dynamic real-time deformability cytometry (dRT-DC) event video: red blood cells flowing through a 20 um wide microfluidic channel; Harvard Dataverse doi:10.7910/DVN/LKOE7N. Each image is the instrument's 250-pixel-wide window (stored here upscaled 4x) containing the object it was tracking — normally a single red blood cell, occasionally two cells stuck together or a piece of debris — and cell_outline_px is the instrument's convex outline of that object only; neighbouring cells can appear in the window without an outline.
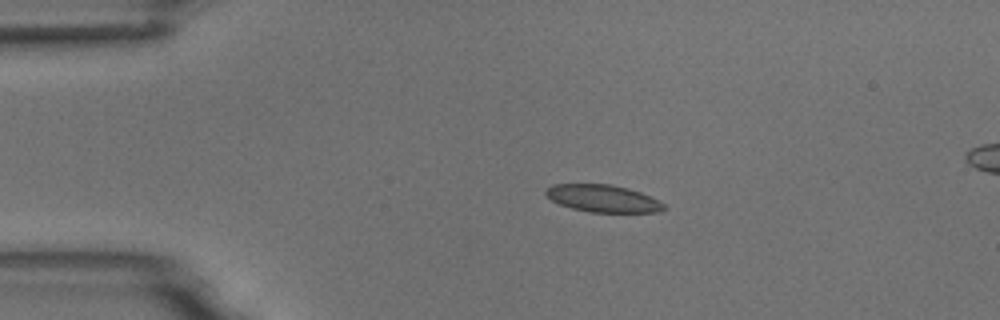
{"species": "common noctule bat (a hibernating species)", "species_latin": "Nyctalus noctula", "temperature_condition": "room temperature", "stored_images_in_passage": 6, "camera_frame_rate_fps": 3000, "um_per_image_px": 0.085, "animal": {"sex": "male", "body_mass_g": 18.8}, "frame": {"image": 1, "passage_image": 2, "time_ms": 2.0, "image_size_px": [1000, 320], "cell_outline_px": [[668, 208], [660, 212], [588, 212], [572, 208], [560, 204], [552, 200], [544, 192], [552, 184], [612, 184], [628, 188], [640, 192], [664, 204]], "centroid_in_image_um": [51.26, 16.87], "position_along_channel_um": 33.7, "area_um2": 18.67}}